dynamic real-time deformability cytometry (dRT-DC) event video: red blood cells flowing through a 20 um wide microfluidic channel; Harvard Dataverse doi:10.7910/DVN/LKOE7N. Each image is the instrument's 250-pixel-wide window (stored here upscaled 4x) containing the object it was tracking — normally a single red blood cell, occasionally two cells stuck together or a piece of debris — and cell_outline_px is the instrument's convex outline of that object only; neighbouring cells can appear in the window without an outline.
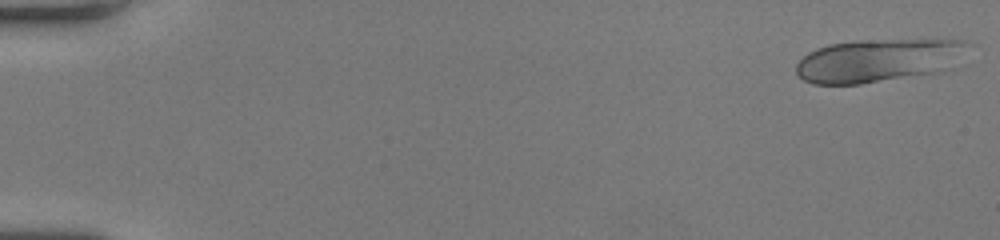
{"species": "human", "species_latin": "Homo sapiens", "temperature_condition": "room temperature", "stored_images_in_passage": 51, "camera_frame_rate_fps": 3000, "um_per_image_px": 0.085, "donor": {"sex": "female"}, "frame": {"image": 1, "passage_image": 1, "time_ms": 0.0, "image_size_px": [1000, 240], "cell_outline_px": [[976, 44], [932, 72], [860, 84], [812, 84], [804, 80], [796, 72], [796, 64], [808, 52], [816, 48], [828, 44], [856, 40], [960, 40]], "centroid_in_image_um": [74.49, 5.11], "position_along_channel_um": 10.5, "area_um2": 41.96}}
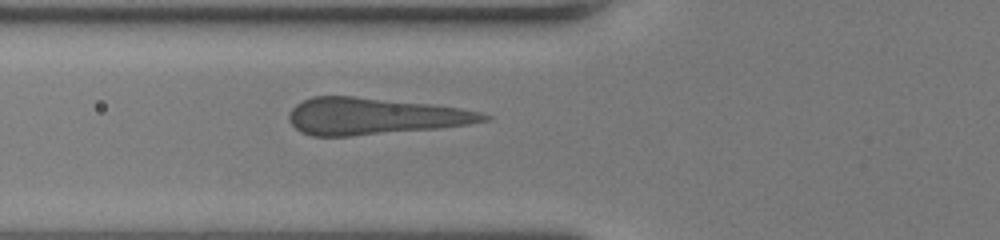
{"frame": {"image": 2, "passage_image": 20, "time_ms": 6.333, "image_size_px": [1000, 240], "cell_outline_px": [[492, 116], [488, 120], [468, 124], [440, 128], [352, 136], [312, 136], [300, 132], [288, 120], [288, 112], [296, 104], [312, 96], [352, 96], [432, 104], [460, 108], [480, 112]], "centroid_in_image_um": [31.79, 9.88], "position_along_channel_um": 94.0, "area_um2": 41.73}}
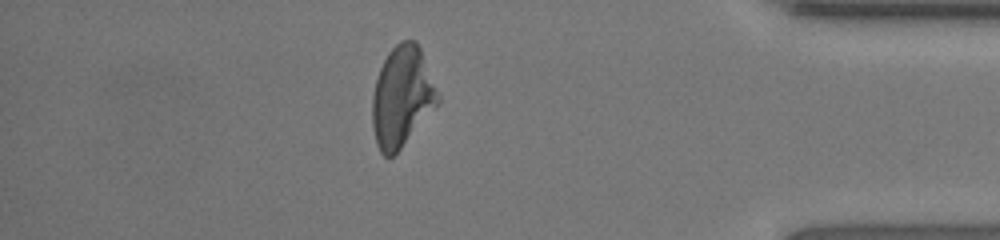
{"frame": {"image": 3, "passage_image": 45, "time_ms": 14.667, "image_size_px": [1000, 240], "cell_outline_px": [[440, 104], [400, 148], [392, 156], [384, 156], [380, 152], [376, 144], [372, 128], [372, 96], [376, 76], [388, 52], [400, 40], [416, 40], [420, 48], [440, 96]], "centroid_in_image_um": [34.16, 8.22], "position_along_channel_um": 401.0, "area_um2": 38.55}, "authors_computed_cell_mechanics": {"area_um2": 40.3444, "velocity_mm_per_s": 4.0704, "shape_relaxation_time_tau1_ms": 7.6087, "shape_relaxation_time_tau2_ms": null, "deformation_change_tau1": 0.23, "deformation_change_tau2": null}}